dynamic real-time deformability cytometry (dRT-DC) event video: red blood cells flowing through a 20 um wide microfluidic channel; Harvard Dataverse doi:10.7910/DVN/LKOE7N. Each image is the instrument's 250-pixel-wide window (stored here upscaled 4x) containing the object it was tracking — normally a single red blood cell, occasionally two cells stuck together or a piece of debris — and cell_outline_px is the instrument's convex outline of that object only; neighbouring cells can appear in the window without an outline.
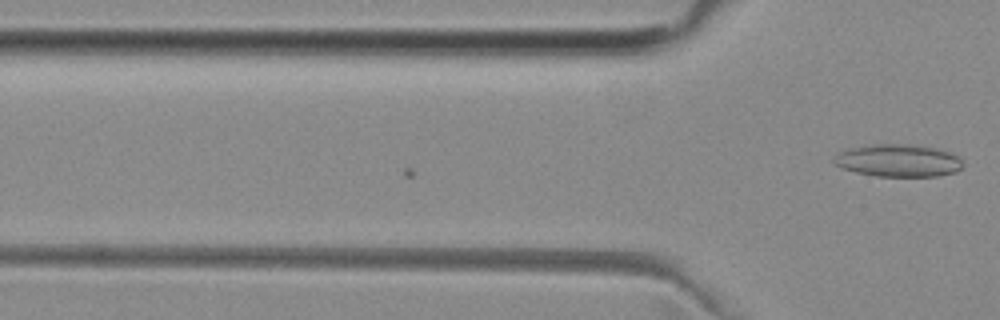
{"species": "common noctule bat (a hibernating species)", "species_latin": "Nyctalus noctula", "temperature_condition": "room temperature", "stored_images_in_passage": 7, "camera_frame_rate_fps": 3000, "um_per_image_px": 0.085, "animal": {"sex": "female", "body_mass_g": 29.2, "forearm_length_mm": 56.3}, "frame": {"image": 1, "passage_image": 7, "time_ms": 2.0, "image_size_px": [1000, 320], "cell_outline_px": [[964, 164], [956, 172], [936, 176], [876, 176], [856, 172], [840, 168], [832, 164], [832, 160], [836, 152], [852, 148], [872, 144], [912, 144], [952, 152]], "centroid_in_image_um": [76.29, 13.65], "position_along_channel_um": 49.5, "area_um2": 24.51}}